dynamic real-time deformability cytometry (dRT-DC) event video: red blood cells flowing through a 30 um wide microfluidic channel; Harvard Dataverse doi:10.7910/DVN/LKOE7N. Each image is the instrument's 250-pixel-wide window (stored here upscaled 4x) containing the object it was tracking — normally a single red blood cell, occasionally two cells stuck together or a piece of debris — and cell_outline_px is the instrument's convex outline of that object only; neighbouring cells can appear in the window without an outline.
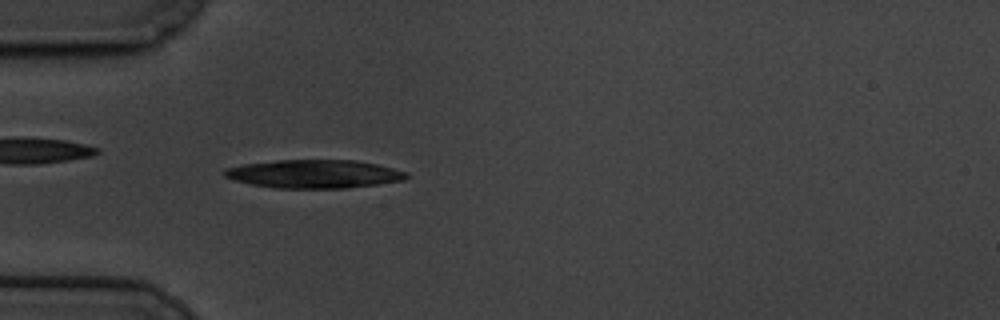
{"species": "common noctule bat (a hibernating species)", "species_latin": "Nyctalus noctula", "temperature_condition": "cold", "stored_images_in_passage": 59, "camera_frame_rate_fps": 3000, "um_per_image_px": 0.085, "animal": {"sex": "male", "body_mass_g": 19.5, "forearm_length_mm": 54.6}, "frame": {"image": 1, "passage_image": 18, "time_ms": 5.667, "image_size_px": [1000, 320], "cell_outline_px": [[408, 176], [404, 180], [380, 184], [348, 188], [276, 188], [252, 184], [236, 180], [224, 176], [224, 168], [244, 164], [276, 160], [356, 160], [376, 164], [408, 172]], "centroid_in_image_um": [26.73, 14.78], "position_along_channel_um": 58.3, "area_um2": 30.06}}
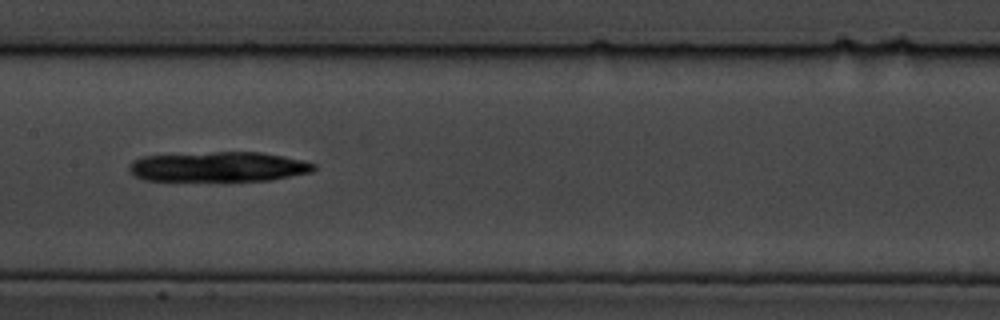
{"frame": {"image": 2, "passage_image": 30, "time_ms": 9.667, "image_size_px": [1000, 320], "cell_outline_px": [[316, 168], [312, 172], [272, 180], [144, 180], [136, 176], [128, 168], [128, 164], [132, 160], [144, 156], [216, 152], [260, 152], [284, 156], [304, 160], [316, 164]], "centroid_in_image_um": [18.62, 14.17], "position_along_channel_um": 188.8, "area_um2": 32.08}}
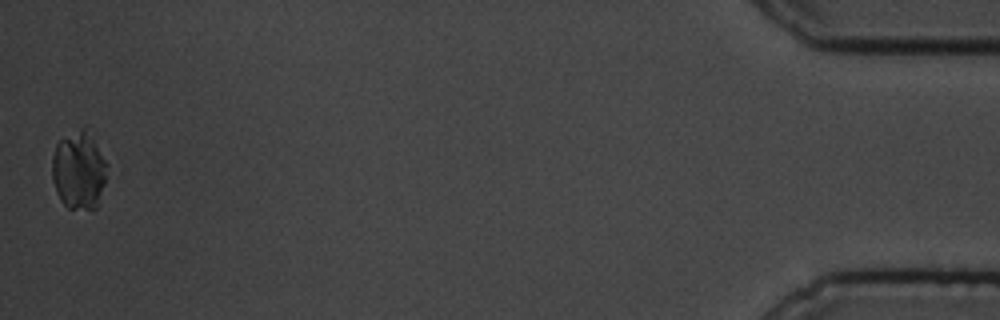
{"frame": {"image": 3, "passage_image": 59, "time_ms": 19.333, "image_size_px": [1000, 320], "cell_outline_px": [[108, 176], [96, 208], [92, 212], [68, 208], [60, 200], [56, 192], [52, 180], [52, 156], [56, 144], [60, 140], [84, 124], [88, 124], [108, 164]], "centroid_in_image_um": [6.75, 14.45], "position_along_channel_um": 428.5, "area_um2": 26.24}}